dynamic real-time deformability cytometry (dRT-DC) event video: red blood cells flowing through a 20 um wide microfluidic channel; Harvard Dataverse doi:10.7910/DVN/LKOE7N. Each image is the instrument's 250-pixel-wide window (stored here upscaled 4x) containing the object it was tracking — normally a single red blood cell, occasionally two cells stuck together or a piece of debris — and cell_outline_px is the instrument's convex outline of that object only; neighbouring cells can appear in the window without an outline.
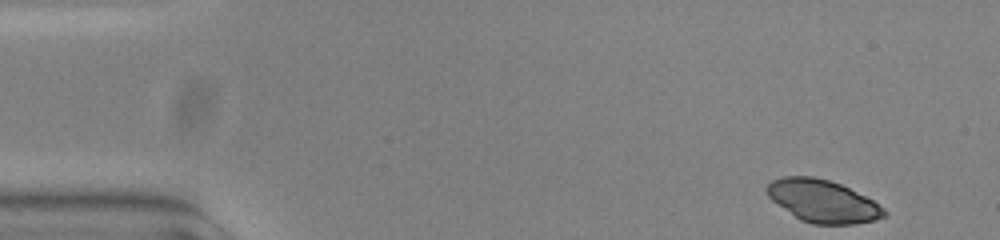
{"species": "common noctule bat (a hibernating species)", "species_latin": "Nyctalus noctula", "temperature_condition": "warm", "stored_images_in_passage": 51, "camera_frame_rate_fps": 3000, "um_per_image_px": 0.085, "animal": {"sex": "female", "body_mass_g": 23.0, "forearm_length_mm": 53.4}, "frame": {"image": 1, "passage_image": 1, "time_ms": 0.0, "image_size_px": [1000, 240], "cell_outline_px": [[888, 212], [884, 216], [872, 220], [856, 224], [812, 224], [800, 220], [772, 200], [768, 196], [764, 188], [772, 180], [784, 176], [812, 176], [828, 180], [840, 184], [872, 200], [884, 208]], "centroid_in_image_um": [69.9, 17.09], "position_along_channel_um": 15.1, "area_um2": 28.78}}